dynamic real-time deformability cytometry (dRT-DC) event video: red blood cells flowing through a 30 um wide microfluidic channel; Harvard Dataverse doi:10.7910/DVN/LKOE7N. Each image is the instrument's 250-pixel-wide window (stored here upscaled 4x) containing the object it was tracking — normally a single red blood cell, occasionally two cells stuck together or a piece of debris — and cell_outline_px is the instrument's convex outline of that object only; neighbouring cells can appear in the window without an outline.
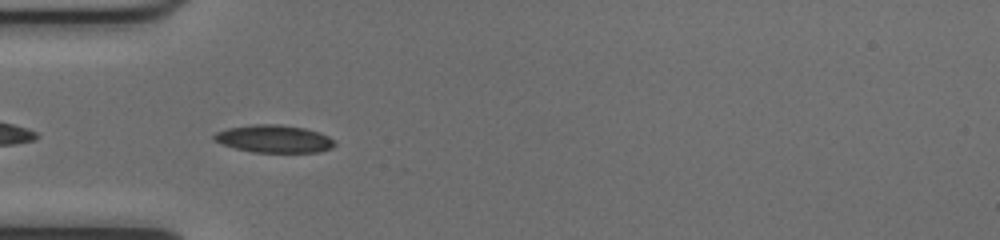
{"species": "common noctule bat (a hibernating species)", "species_latin": "Nyctalus noctula", "temperature_condition": "cold", "stored_images_in_passage": 37, "camera_frame_rate_fps": 3000, "um_per_image_px": 0.085, "animal": {"sex": "female", "body_mass_g": 17.0, "forearm_length_mm": 48.0}, "frame": {"image": 1, "passage_image": 2, "time_ms": 0.333, "image_size_px": [1000, 240], "cell_outline_px": [[336, 144], [332, 148], [320, 152], [252, 152], [236, 148], [212, 140], [212, 136], [216, 132], [228, 128], [252, 124], [280, 124], [304, 128], [320, 132], [336, 140]], "centroid_in_image_um": [23.32, 11.8], "position_along_channel_um": 61.7, "area_um2": 19.54}}
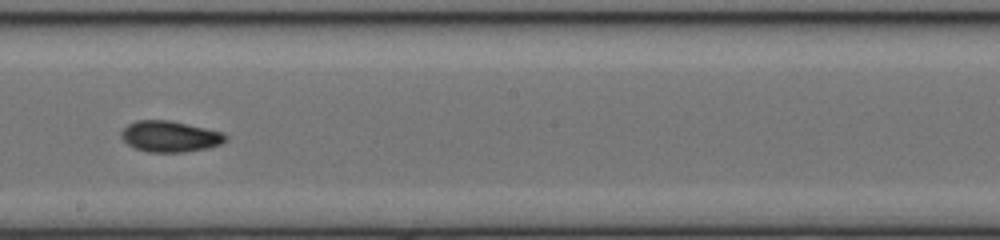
{"frame": {"image": 2, "passage_image": 15, "time_ms": 4.667, "image_size_px": [1000, 240], "cell_outline_px": [[228, 140], [220, 144], [208, 148], [184, 152], [148, 152], [136, 148], [128, 144], [120, 136], [120, 132], [128, 124], [136, 120], [168, 120], [224, 132], [228, 136]], "centroid_in_image_um": [14.46, 11.6], "position_along_channel_um": 233.7, "area_um2": 18.9}}
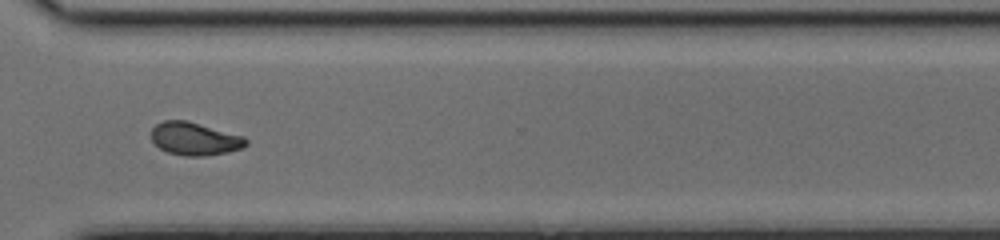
{"frame": {"image": 3, "passage_image": 24, "time_ms": 7.667, "image_size_px": [1000, 240], "cell_outline_px": [[248, 144], [244, 148], [228, 152], [204, 156], [184, 156], [168, 152], [160, 148], [152, 140], [152, 128], [156, 124], [164, 120], [184, 120], [244, 136], [248, 140]], "centroid_in_image_um": [16.57, 11.81], "position_along_channel_um": 354.0, "area_um2": 18.09}, "authors_computed_cell_mechanics": {"area_um2": 18.1492, "velocity_mm_per_s": 4.0054, "shape_relaxation_time_tau1_ms": 3.8675, "shape_relaxation_time_tau2_ms": 3.87, "deformation_change_tau1": 0.1114, "deformation_change_tau2": 0.0773}}